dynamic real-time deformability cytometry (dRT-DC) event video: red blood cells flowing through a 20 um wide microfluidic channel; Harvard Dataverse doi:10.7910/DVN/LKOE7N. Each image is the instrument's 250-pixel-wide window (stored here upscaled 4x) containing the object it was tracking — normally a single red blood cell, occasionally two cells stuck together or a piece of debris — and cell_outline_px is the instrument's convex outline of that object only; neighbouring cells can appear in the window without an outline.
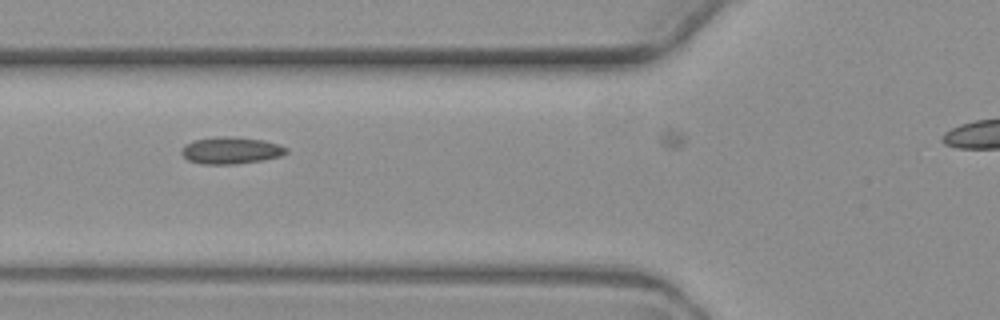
{"species": "common noctule bat (a hibernating species)", "species_latin": "Nyctalus noctula", "temperature_condition": "warm", "stored_images_in_passage": 9, "camera_frame_rate_fps": 3000, "um_per_image_px": 0.085, "animal": {"sex": "female", "body_mass_g": 19.3, "forearm_length_mm": 54.1}, "frame": {"image": 1, "passage_image": 6, "time_ms": 7.0, "image_size_px": [1000, 320], "cell_outline_px": [[288, 152], [280, 156], [260, 160], [236, 164], [204, 164], [188, 160], [180, 152], [184, 144], [192, 140], [216, 136], [224, 136], [264, 140], [280, 144], [288, 148]], "centroid_in_image_um": [19.61, 12.77], "position_along_channel_um": 106.2, "area_um2": 16.47}}
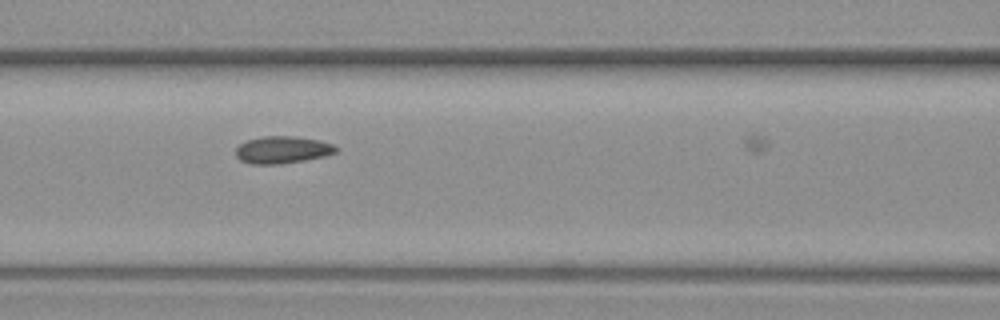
{"frame": {"image": 2, "passage_image": 7, "time_ms": 8.0, "image_size_px": [1000, 320], "cell_outline_px": [[336, 152], [324, 156], [304, 160], [280, 164], [252, 164], [240, 160], [236, 156], [236, 148], [244, 140], [260, 136], [296, 136], [320, 140], [332, 144], [336, 148]], "centroid_in_image_um": [23.96, 12.72], "position_along_channel_um": 142.6, "area_um2": 15.95}}
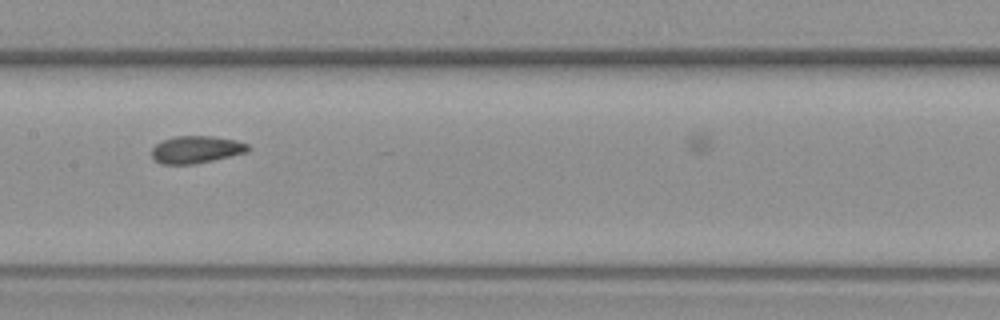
{"frame": {"image": 3, "passage_image": 8, "time_ms": 9.333, "image_size_px": [1000, 320], "cell_outline_px": [[248, 152], [212, 160], [192, 164], [160, 164], [152, 156], [152, 148], [156, 144], [164, 140], [176, 136], [212, 136], [236, 140], [248, 144]], "centroid_in_image_um": [16.67, 12.71], "position_along_channel_um": 190.7, "area_um2": 15.14}}